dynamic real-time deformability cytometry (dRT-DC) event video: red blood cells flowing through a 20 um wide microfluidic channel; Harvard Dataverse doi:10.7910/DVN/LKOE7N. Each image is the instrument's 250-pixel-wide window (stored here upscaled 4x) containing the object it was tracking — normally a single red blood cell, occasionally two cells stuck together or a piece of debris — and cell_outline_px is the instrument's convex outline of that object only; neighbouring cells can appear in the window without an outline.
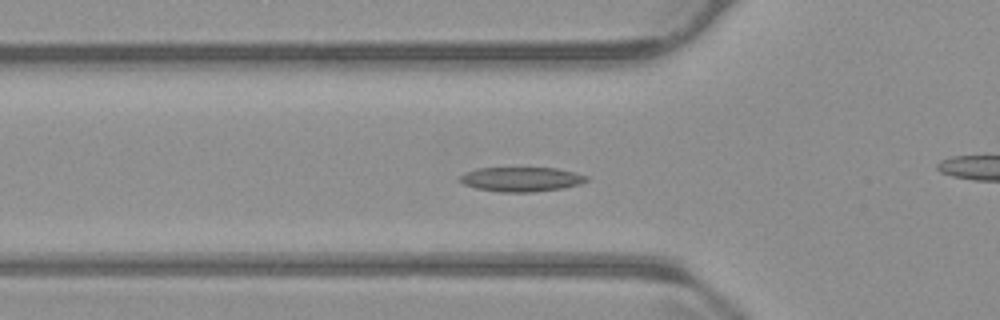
{"species": "common noctule bat (a hibernating species)", "species_latin": "Nyctalus noctula", "temperature_condition": "warm", "stored_images_in_passage": 56, "camera_frame_rate_fps": 3000, "um_per_image_px": 0.085, "animal": {"sex": "male", "body_mass_g": 23.1, "forearm_length_mm": 52.7}, "frame": {"image": 1, "passage_image": 18, "time_ms": 5.667, "image_size_px": [1000, 320], "cell_outline_px": [[588, 180], [580, 184], [564, 188], [532, 192], [500, 192], [476, 188], [464, 184], [456, 180], [464, 172], [476, 168], [556, 168], [576, 172], [588, 176]], "centroid_in_image_um": [44.3, 15.23], "position_along_channel_um": 81.5, "area_um2": 18.26}}
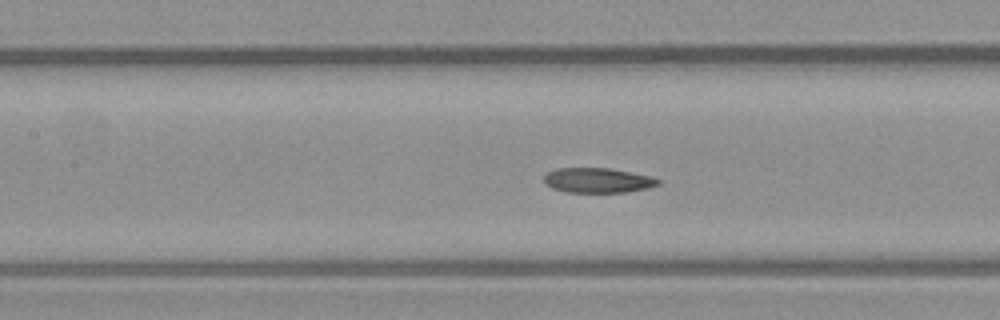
{"frame": {"image": 2, "passage_image": 24, "time_ms": 7.667, "image_size_px": [1000, 320], "cell_outline_px": [[660, 184], [648, 188], [628, 192], [568, 192], [552, 188], [544, 184], [544, 176], [548, 172], [556, 168], [608, 168], [652, 176], [660, 180]], "centroid_in_image_um": [50.81, 15.33], "position_along_channel_um": 156.6, "area_um2": 16.59}}
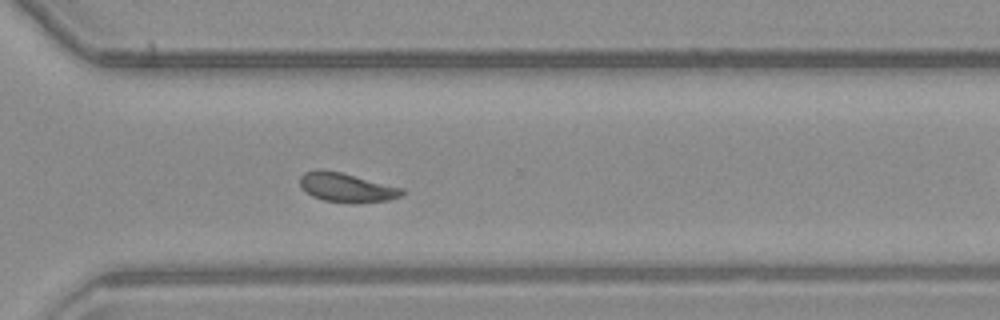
{"frame": {"image": 3, "passage_image": 39, "time_ms": 12.667, "image_size_px": [1000, 320], "cell_outline_px": [[404, 196], [388, 200], [324, 200], [312, 196], [300, 184], [300, 176], [304, 172], [316, 168], [320, 168], [340, 172], [404, 188]], "centroid_in_image_um": [29.45, 15.87], "position_along_channel_um": 341.2, "area_um2": 16.59}, "authors_computed_cell_mechanics": {"area_um2": 17.4845, "velocity_mm_per_s": 3.7028, "shape_relaxation_time_tau1_ms": 6.3254, "shape_relaxation_time_tau2_ms": 7.1701, "deformation_change_tau1": 0.1497, "deformation_change_tau2": 0.14}}